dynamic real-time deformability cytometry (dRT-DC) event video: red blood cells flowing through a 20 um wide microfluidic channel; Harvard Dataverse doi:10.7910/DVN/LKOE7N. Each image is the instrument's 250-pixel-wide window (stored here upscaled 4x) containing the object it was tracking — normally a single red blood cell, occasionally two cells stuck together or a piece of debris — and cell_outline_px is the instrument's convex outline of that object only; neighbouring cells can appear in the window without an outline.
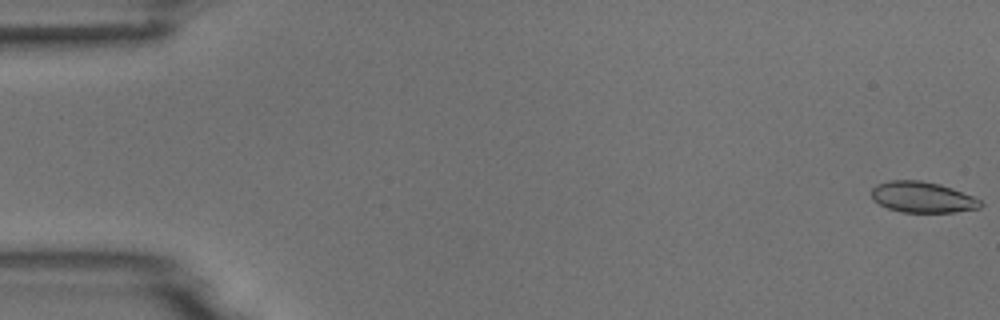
{"species": "common noctule bat (a hibernating species)", "species_latin": "Nyctalus noctula", "temperature_condition": "room temperature", "stored_images_in_passage": 4, "camera_frame_rate_fps": 3000, "um_per_image_px": 0.085, "animal": {"sex": "male", "body_mass_g": 18.8}, "frame": {"image": 1, "passage_image": 1, "time_ms": 0.0, "image_size_px": [1000, 320], "cell_outline_px": [[984, 204], [980, 208], [956, 212], [900, 212], [888, 208], [872, 200], [872, 188], [876, 184], [892, 180], [920, 180], [940, 184], [952, 188], [972, 196], [980, 200]], "centroid_in_image_um": [78.41, 16.76], "position_along_channel_um": 6.6, "area_um2": 19.65}}